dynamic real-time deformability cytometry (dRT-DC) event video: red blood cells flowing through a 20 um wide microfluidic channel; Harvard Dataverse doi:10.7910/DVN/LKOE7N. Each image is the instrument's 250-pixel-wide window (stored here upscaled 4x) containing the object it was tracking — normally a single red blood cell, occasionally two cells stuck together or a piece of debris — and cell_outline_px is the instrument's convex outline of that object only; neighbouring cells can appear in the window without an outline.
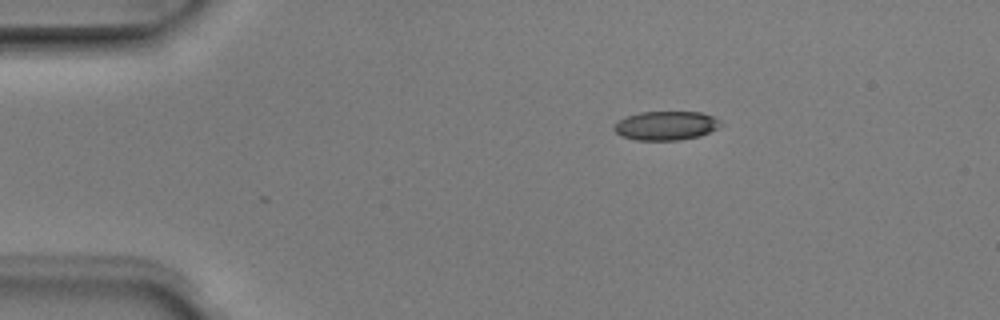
{"species": "Egyptian fruit bat (a non-hibernating species)", "species_latin": "Rousettus aegyptiacus", "temperature_condition": "room temperature", "stored_images_in_passage": 4, "camera_frame_rate_fps": 3000, "um_per_image_px": 0.085, "animal": {"sex": "male"}, "frame": {"image": 1, "passage_image": 1, "time_ms": 0.0, "image_size_px": [1000, 320], "cell_outline_px": [[724, 124], [700, 136], [680, 140], [636, 140], [620, 136], [612, 128], [620, 120], [628, 116], [640, 112], [700, 112], [712, 116], [720, 120]], "centroid_in_image_um": [56.61, 10.68], "position_along_channel_um": 28.4, "area_um2": 17.92}}
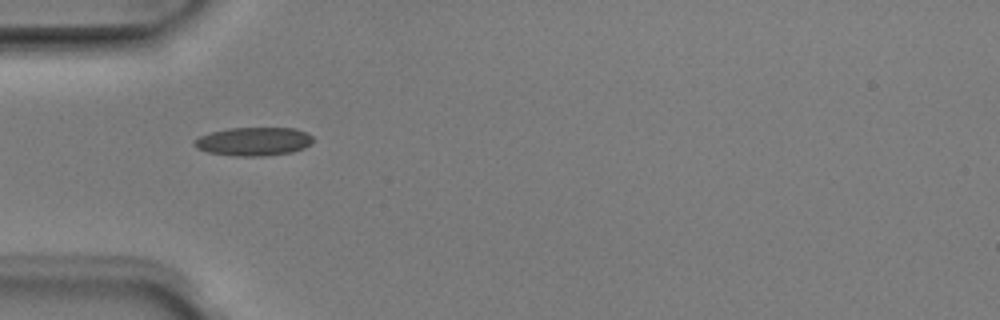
{"frame": {"image": 2, "passage_image": 3, "time_ms": 0.667, "image_size_px": [1000, 320], "cell_outline_px": [[316, 140], [312, 144], [304, 148], [292, 152], [264, 156], [236, 156], [208, 152], [196, 148], [192, 144], [192, 140], [200, 136], [212, 132], [228, 128], [296, 128], [308, 132]], "centroid_in_image_um": [21.59, 12.02], "position_along_channel_um": 63.4, "area_um2": 20.0}}
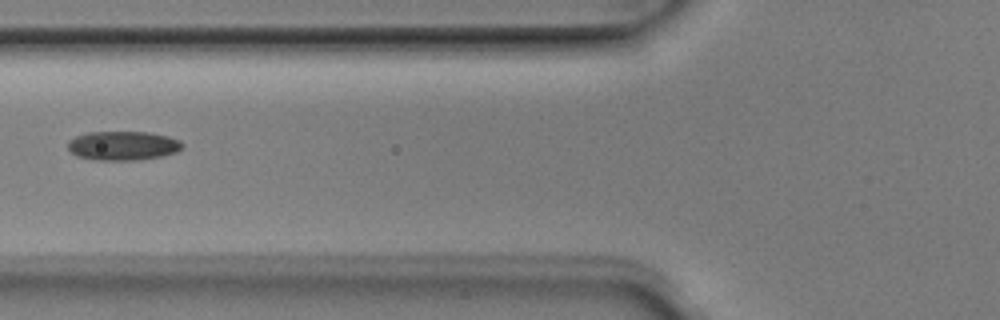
{"frame": {"image": 3, "passage_image": 4, "time_ms": 1.0, "image_size_px": [1000, 320], "cell_outline_px": [[184, 144], [176, 152], [160, 156], [140, 160], [92, 160], [76, 156], [68, 148], [68, 140], [76, 136], [88, 132], [148, 132], [168, 136], [180, 140]], "centroid_in_image_um": [10.43, 12.38], "position_along_channel_um": 115.4, "area_um2": 19.48}}